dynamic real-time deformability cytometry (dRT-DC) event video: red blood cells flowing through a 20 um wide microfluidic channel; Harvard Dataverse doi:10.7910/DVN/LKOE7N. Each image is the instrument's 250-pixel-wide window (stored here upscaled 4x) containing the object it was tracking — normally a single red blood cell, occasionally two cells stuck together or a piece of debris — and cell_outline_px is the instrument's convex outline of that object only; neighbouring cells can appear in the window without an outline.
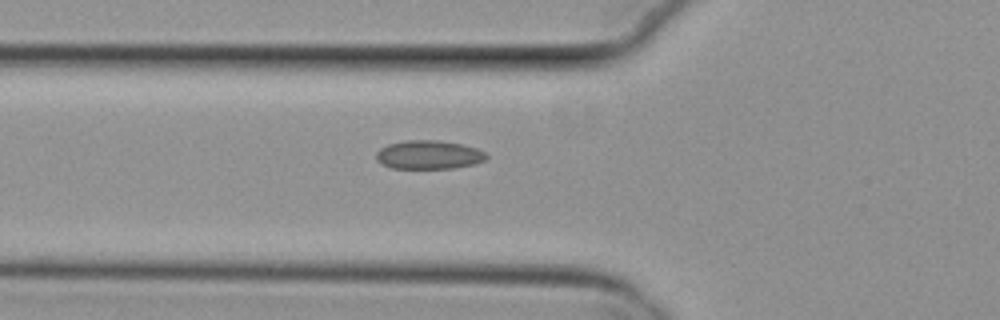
{"species": "common noctule bat (a hibernating species)", "species_latin": "Nyctalus noctula", "temperature_condition": "cold", "stored_images_in_passage": 37, "camera_frame_rate_fps": 3000, "um_per_image_px": 0.085, "animal": {"sex": "female", "body_mass_g": 29.2, "forearm_length_mm": 56.3}, "frame": {"image": 1, "passage_image": 2, "time_ms": 0.333, "image_size_px": [1000, 320], "cell_outline_px": [[488, 156], [484, 160], [476, 164], [452, 168], [392, 168], [380, 164], [376, 160], [376, 152], [380, 148], [388, 144], [404, 140], [436, 140], [460, 144], [476, 148], [484, 152]], "centroid_in_image_um": [36.41, 13.16], "position_along_channel_um": 89.4, "area_um2": 18.44}}
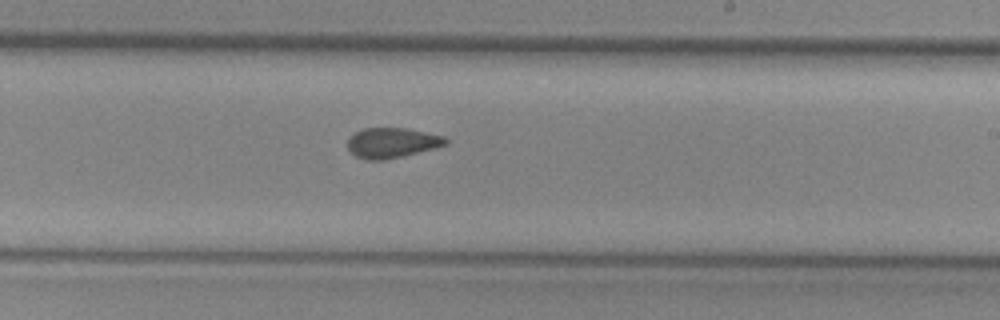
{"frame": {"image": 2, "passage_image": 15, "time_ms": 4.667, "image_size_px": [1000, 320], "cell_outline_px": [[448, 144], [436, 148], [384, 160], [364, 160], [356, 156], [348, 148], [348, 140], [356, 132], [364, 128], [408, 128], [444, 136], [448, 140]], "centroid_in_image_um": [33.35, 12.14], "position_along_channel_um": 255.7, "area_um2": 17.17}}
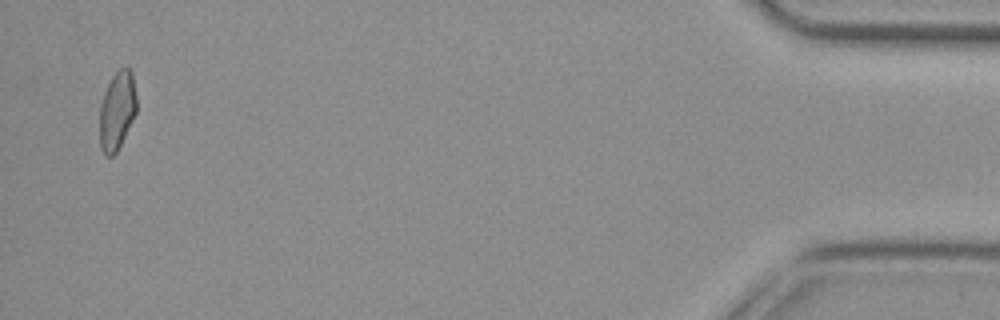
{"frame": {"image": 3, "passage_image": 35, "time_ms": 11.333, "image_size_px": [1000, 320], "cell_outline_px": [[136, 112], [116, 152], [112, 156], [108, 156], [100, 148], [100, 104], [104, 92], [112, 76], [124, 64], [132, 72], [136, 96]], "centroid_in_image_um": [9.95, 9.35], "position_along_channel_um": 425.3, "area_um2": 16.7}}